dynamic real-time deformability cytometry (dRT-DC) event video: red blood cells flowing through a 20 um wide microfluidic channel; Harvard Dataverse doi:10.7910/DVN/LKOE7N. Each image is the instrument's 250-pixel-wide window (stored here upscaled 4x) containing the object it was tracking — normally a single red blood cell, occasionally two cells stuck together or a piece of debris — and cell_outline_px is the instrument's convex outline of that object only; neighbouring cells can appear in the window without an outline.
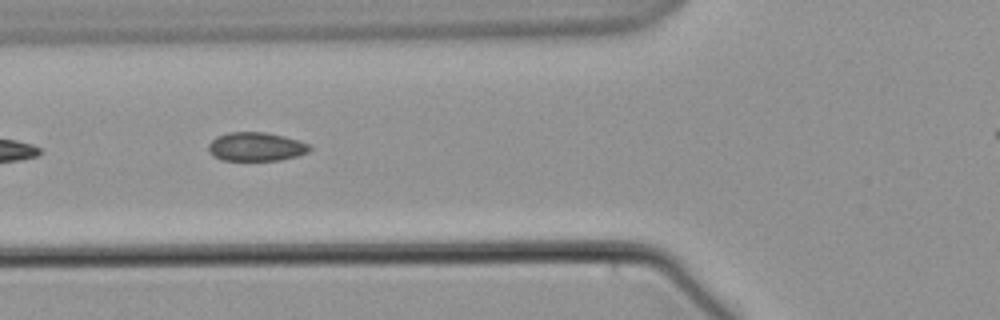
{"species": "common noctule bat (a hibernating species)", "species_latin": "Nyctalus noctula", "temperature_condition": "warm", "stored_images_in_passage": 6, "camera_frame_rate_fps": 3000, "um_per_image_px": 0.085, "animal": {"sex": "male", "body_mass_g": 21.5, "forearm_length_mm": 52.0}, "frame": {"image": 1, "passage_image": 4, "time_ms": 4.333, "image_size_px": [1000, 320], "cell_outline_px": [[312, 148], [308, 152], [296, 156], [280, 160], [220, 160], [212, 156], [208, 152], [208, 144], [216, 136], [228, 132], [264, 132], [284, 136], [300, 140], [308, 144]], "centroid_in_image_um": [21.73, 12.47], "position_along_channel_um": 104.1, "area_um2": 17.11}}